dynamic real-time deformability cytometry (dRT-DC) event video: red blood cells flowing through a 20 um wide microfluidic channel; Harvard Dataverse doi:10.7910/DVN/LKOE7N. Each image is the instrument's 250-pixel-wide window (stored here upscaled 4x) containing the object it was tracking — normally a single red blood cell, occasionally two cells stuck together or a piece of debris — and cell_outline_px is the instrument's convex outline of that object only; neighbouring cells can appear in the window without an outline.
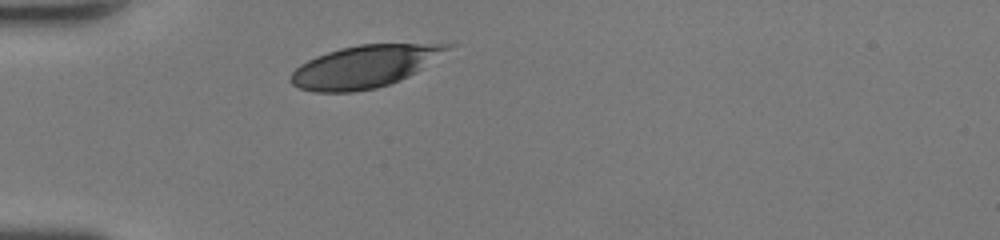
{"species": "human", "species_latin": "Homo sapiens", "temperature_condition": "room temperature", "stored_images_in_passage": 27, "camera_frame_rate_fps": 3000, "um_per_image_px": 0.085, "donor": {"sex": "female"}, "frame": {"image": 1, "passage_image": 1, "time_ms": 0.0, "image_size_px": [1000, 240], "cell_outline_px": [[456, 44], [416, 72], [400, 80], [376, 88], [352, 92], [312, 92], [300, 88], [292, 84], [288, 80], [292, 72], [300, 64], [316, 56], [340, 48], [360, 44]], "centroid_in_image_um": [30.92, 5.66], "position_along_channel_um": 54.1, "area_um2": 38.21}}
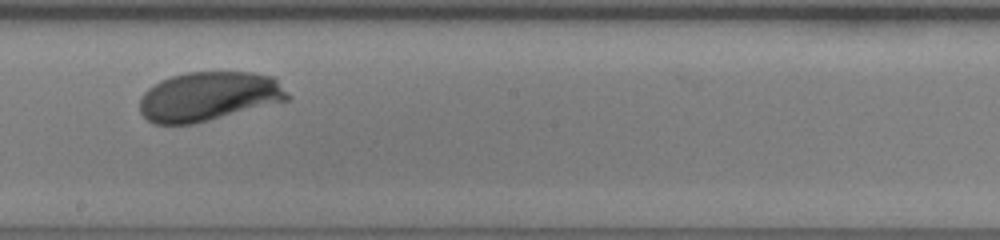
{"frame": {"image": 2, "passage_image": 15, "time_ms": 4.667, "image_size_px": [1000, 240], "cell_outline_px": [[292, 96], [288, 100], [192, 124], [156, 124], [148, 120], [140, 112], [140, 100], [144, 92], [148, 88], [160, 80], [172, 76], [188, 72], [252, 72], [272, 76]], "centroid_in_image_um": [17.73, 8.18], "position_along_channel_um": 230.5, "area_um2": 42.14}}
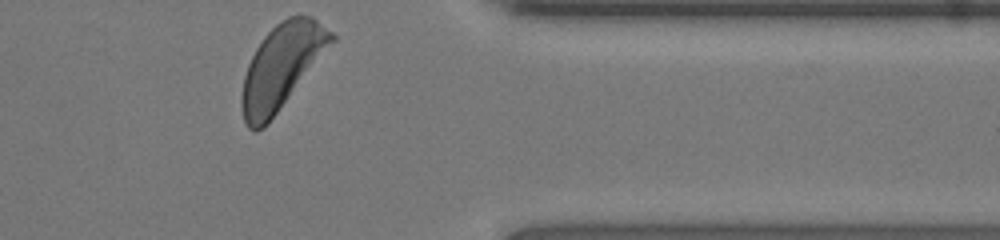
{"frame": {"image": 3, "passage_image": 27, "time_ms": 8.667, "image_size_px": [1000, 240], "cell_outline_px": [[336, 40], [268, 124], [264, 128], [256, 132], [248, 128], [244, 124], [240, 104], [240, 96], [244, 76], [248, 64], [256, 48], [264, 36], [280, 20], [288, 16], [312, 16], [332, 32], [336, 36]], "centroid_in_image_um": [23.92, 5.69], "position_along_channel_um": 387.5, "area_um2": 44.22}, "authors_computed_cell_mechanics": {"area_um2": 42.1362, "velocity_mm_per_s": 4.1709, "shape_relaxation_time_tau1_ms": 2.579, "shape_relaxation_time_tau2_ms": null, "deformation_change_tau1": 0.1467, "deformation_change_tau2": null}}